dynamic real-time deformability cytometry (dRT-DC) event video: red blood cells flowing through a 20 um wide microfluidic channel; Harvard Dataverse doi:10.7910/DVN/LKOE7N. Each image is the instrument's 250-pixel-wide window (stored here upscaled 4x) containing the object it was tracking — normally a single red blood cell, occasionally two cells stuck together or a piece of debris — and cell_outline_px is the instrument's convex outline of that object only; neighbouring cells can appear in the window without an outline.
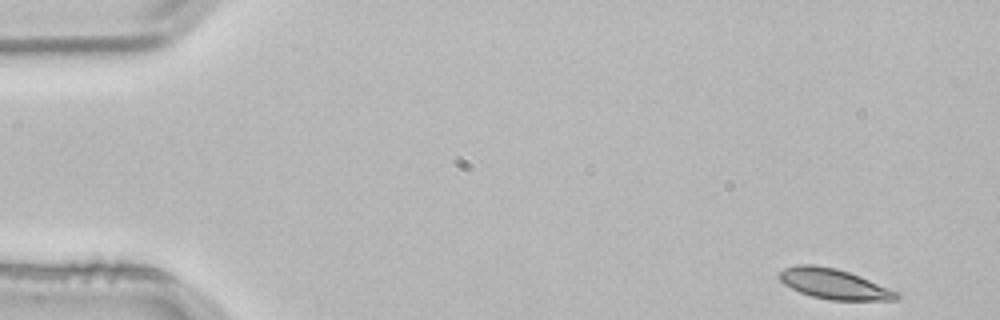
{"species": "common noctule bat (a hibernating species)", "species_latin": "Nyctalus noctula", "temperature_condition": "room temperature", "stored_images_in_passage": 3, "camera_frame_rate_fps": 3000, "um_per_image_px": 0.085, "animal": {"sex": "male", "body_mass_g": 21.5, "forearm_length_mm": 52.0}, "frame": {"image": 1, "passage_image": 1, "time_ms": 0.0, "image_size_px": [1000, 320], "cell_outline_px": [[900, 296], [896, 300], [832, 300], [812, 296], [800, 292], [784, 284], [776, 276], [784, 268], [796, 264], [816, 264], [836, 268], [860, 276], [900, 292]], "centroid_in_image_um": [70.88, 24.12], "position_along_channel_um": 14.1, "area_um2": 20.75}}
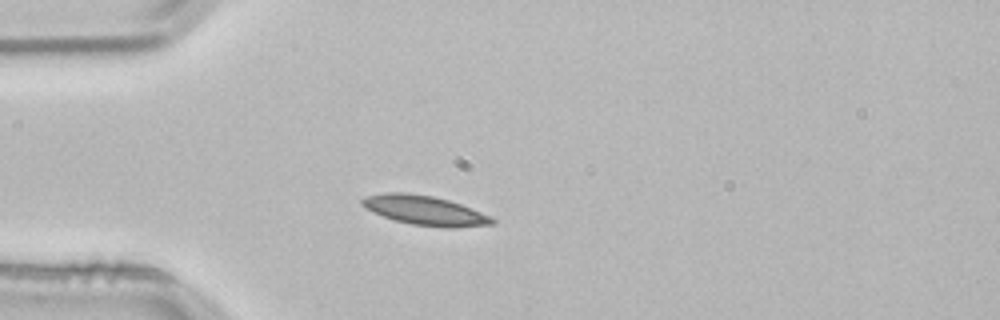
{"frame": {"image": 2, "passage_image": 3, "time_ms": 0.667, "image_size_px": [1000, 320], "cell_outline_px": [[496, 224], [452, 228], [444, 228], [412, 224], [396, 220], [372, 212], [364, 208], [360, 204], [360, 200], [364, 196], [384, 192], [408, 192], [432, 196], [448, 200], [460, 204], [492, 216], [496, 220]], "centroid_in_image_um": [36.1, 17.88], "position_along_channel_um": 48.9, "area_um2": 22.54}}